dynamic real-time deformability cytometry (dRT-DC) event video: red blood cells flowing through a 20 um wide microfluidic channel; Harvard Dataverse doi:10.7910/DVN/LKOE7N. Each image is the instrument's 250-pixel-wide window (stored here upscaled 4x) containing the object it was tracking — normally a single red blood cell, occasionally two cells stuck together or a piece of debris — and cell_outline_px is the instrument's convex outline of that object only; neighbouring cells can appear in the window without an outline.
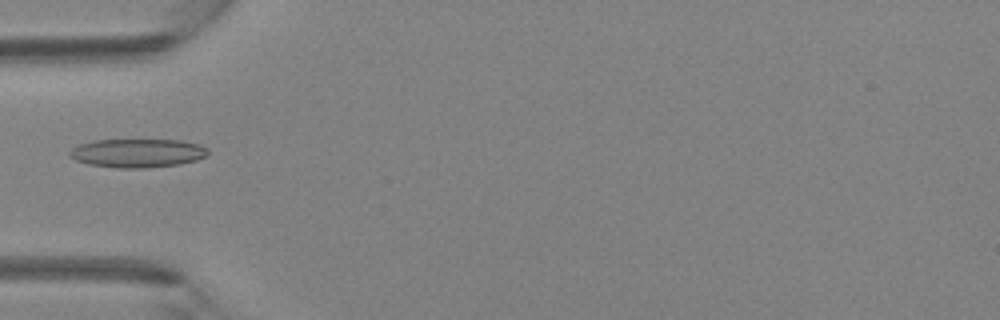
{"species": "Egyptian fruit bat (a non-hibernating species)", "species_latin": "Rousettus aegyptiacus", "temperature_condition": "room temperature", "stored_images_in_passage": 2, "camera_frame_rate_fps": 3000, "um_per_image_px": 0.085, "animal": {"sex": "female"}, "frame": {"image": 1, "passage_image": 1, "time_ms": 0.0, "image_size_px": [1000, 320], "cell_outline_px": [[208, 152], [204, 156], [196, 160], [180, 164], [144, 168], [116, 168], [88, 164], [76, 160], [68, 156], [68, 152], [72, 148], [80, 144], [96, 140], [180, 140], [200, 144], [208, 148]], "centroid_in_image_um": [11.67, 13.01], "position_along_channel_um": 73.3, "area_um2": 23.12}}
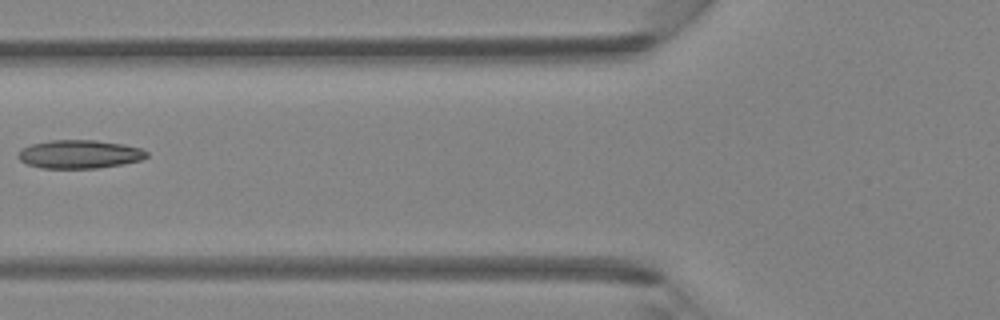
{"frame": {"image": 2, "passage_image": 2, "time_ms": 0.333, "image_size_px": [1000, 320], "cell_outline_px": [[148, 156], [140, 160], [124, 164], [96, 168], [40, 168], [28, 164], [20, 160], [16, 156], [24, 148], [32, 144], [52, 140], [96, 140], [124, 144], [140, 148], [148, 152]], "centroid_in_image_um": [6.78, 13.11], "position_along_channel_um": 119.0, "area_um2": 21.21}}